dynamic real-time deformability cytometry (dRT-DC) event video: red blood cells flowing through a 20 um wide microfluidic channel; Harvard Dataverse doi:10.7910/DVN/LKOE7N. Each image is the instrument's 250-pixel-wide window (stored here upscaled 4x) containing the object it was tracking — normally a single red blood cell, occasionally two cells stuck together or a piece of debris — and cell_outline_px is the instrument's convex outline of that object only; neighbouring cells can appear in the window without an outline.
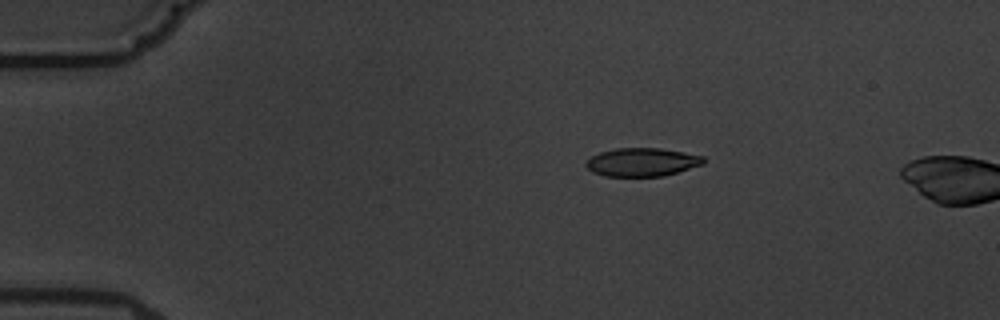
{"species": "common noctule bat (a hibernating species)", "species_latin": "Nyctalus noctula", "temperature_condition": "warm", "stored_images_in_passage": 2, "camera_frame_rate_fps": 3000, "um_per_image_px": 0.085, "animal": {"sex": "male", "body_mass_g": 19.5, "forearm_length_mm": 54.6}, "frame": {"image": 1, "passage_image": 1, "time_ms": 0.0, "image_size_px": [1000, 320], "cell_outline_px": [[704, 164], [664, 176], [604, 176], [592, 172], [584, 164], [592, 156], [600, 152], [616, 148], [660, 148], [684, 152], [704, 156]], "centroid_in_image_um": [54.58, 13.78], "position_along_channel_um": 30.4, "area_um2": 19.42}}